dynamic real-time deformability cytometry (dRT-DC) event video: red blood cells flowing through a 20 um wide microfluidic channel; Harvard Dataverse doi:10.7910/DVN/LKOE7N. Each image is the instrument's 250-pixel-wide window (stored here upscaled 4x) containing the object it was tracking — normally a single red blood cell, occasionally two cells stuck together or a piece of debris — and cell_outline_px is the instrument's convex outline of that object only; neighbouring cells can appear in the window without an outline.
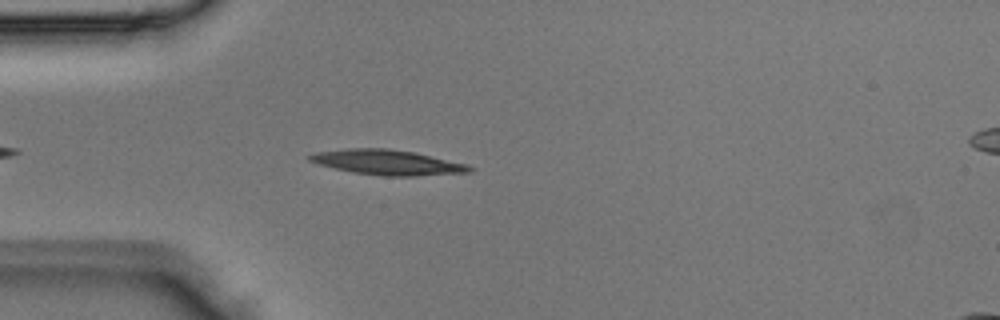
{"species": "Egyptian fruit bat (a non-hibernating species)", "species_latin": "Rousettus aegyptiacus", "temperature_condition": "room temperature", "stored_images_in_passage": 4, "segment_of_instrument_passage": [1, 2], "camera_frame_rate_fps": 3000, "um_per_image_px": 0.085, "animal": {"sex": "male"}, "frame": {"image": 1, "passage_image": 3, "time_ms": 0.667, "image_size_px": [1000, 320], "cell_outline_px": [[476, 168], [472, 172], [416, 176], [384, 176], [352, 172], [320, 164], [308, 160], [304, 156], [316, 152], [352, 148], [388, 148], [416, 152], [468, 164]], "centroid_in_image_um": [32.99, 13.8], "position_along_channel_um": 52.0, "area_um2": 23.52}}